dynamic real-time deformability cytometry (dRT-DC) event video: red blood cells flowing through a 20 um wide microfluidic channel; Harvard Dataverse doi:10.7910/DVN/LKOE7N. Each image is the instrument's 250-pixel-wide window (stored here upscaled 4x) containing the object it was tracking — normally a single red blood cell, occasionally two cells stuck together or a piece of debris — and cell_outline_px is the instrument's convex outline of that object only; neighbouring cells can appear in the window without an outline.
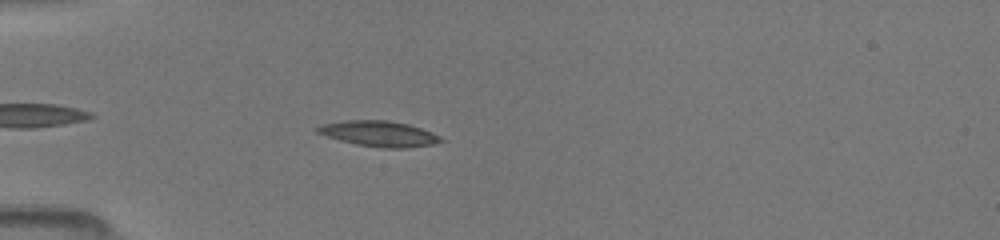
{"species": "common noctule bat (a hibernating species)", "species_latin": "Nyctalus noctula", "temperature_condition": "room temperature", "stored_images_in_passage": 5, "camera_frame_rate_fps": 3000, "um_per_image_px": 0.085, "animal": {"sex": "female", "body_mass_g": 19.5, "forearm_length_mm": 54.1}, "frame": {"image": 1, "passage_image": 5, "time_ms": 4.0, "image_size_px": [1000, 240], "cell_outline_px": [[444, 140], [432, 144], [404, 148], [384, 148], [356, 144], [340, 140], [316, 132], [316, 128], [324, 124], [348, 120], [384, 120], [408, 124], [432, 132]], "centroid_in_image_um": [32.22, 11.36], "position_along_channel_um": 52.8, "area_um2": 17.98}}